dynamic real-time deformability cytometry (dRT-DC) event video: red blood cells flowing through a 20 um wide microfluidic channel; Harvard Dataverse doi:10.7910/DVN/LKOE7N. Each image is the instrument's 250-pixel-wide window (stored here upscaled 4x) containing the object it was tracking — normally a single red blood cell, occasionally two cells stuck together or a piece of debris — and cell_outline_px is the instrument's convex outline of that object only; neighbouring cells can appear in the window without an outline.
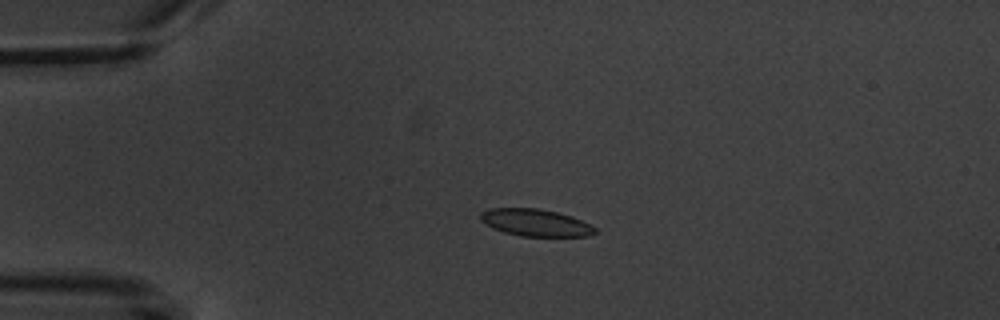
{"species": "common noctule bat (a hibernating species)", "species_latin": "Nyctalus noctula", "temperature_condition": "warm", "stored_images_in_passage": 4, "camera_frame_rate_fps": 3000, "um_per_image_px": 0.085, "animal": {"sex": "male", "body_mass_g": 20.1, "forearm_length_mm": 53.5}, "frame": {"image": 1, "passage_image": 3, "time_ms": 2.667, "image_size_px": [1000, 320], "cell_outline_px": [[596, 232], [588, 236], [520, 236], [504, 232], [492, 228], [484, 224], [480, 220], [480, 212], [488, 208], [536, 208], [556, 212], [572, 216], [596, 228]], "centroid_in_image_um": [45.46, 18.92], "position_along_channel_um": 39.5, "area_um2": 18.09}}